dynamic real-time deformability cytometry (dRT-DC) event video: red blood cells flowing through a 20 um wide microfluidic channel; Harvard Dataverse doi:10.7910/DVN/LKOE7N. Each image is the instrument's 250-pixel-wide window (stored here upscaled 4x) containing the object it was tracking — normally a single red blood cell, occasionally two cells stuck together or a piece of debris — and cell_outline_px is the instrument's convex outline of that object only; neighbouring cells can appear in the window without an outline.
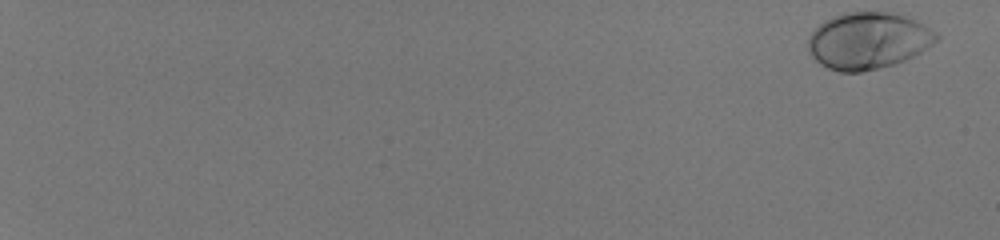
{"species": "human", "species_latin": "Homo sapiens", "temperature_condition": "room temperature", "stored_images_in_passage": 55, "camera_frame_rate_fps": 3000, "um_per_image_px": 0.085, "donor": {"sex": "male"}, "frame": {"image": 1, "passage_image": 1, "time_ms": 0.0, "image_size_px": [1000, 240], "cell_outline_px": [[940, 36], [932, 44], [920, 52], [904, 60], [892, 64], [860, 72], [840, 72], [828, 68], [820, 64], [812, 56], [808, 48], [808, 36], [824, 20], [832, 16], [844, 12], [892, 12], [916, 20]], "centroid_in_image_um": [73.75, 3.45], "position_along_channel_um": 11.3, "area_um2": 42.02}}
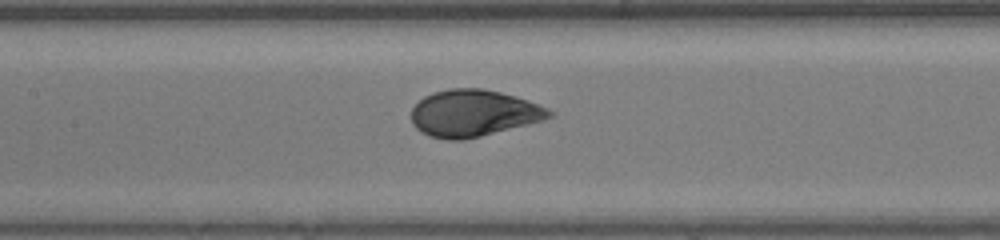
{"frame": {"image": 2, "passage_image": 32, "time_ms": 10.333, "image_size_px": [1000, 240], "cell_outline_px": [[556, 116], [544, 120], [464, 140], [448, 140], [428, 136], [420, 132], [412, 124], [412, 108], [424, 96], [432, 92], [448, 88], [484, 88], [516, 96], [548, 108], [556, 112]], "centroid_in_image_um": [40.26, 9.62], "position_along_channel_um": 167.1, "area_um2": 37.86}}
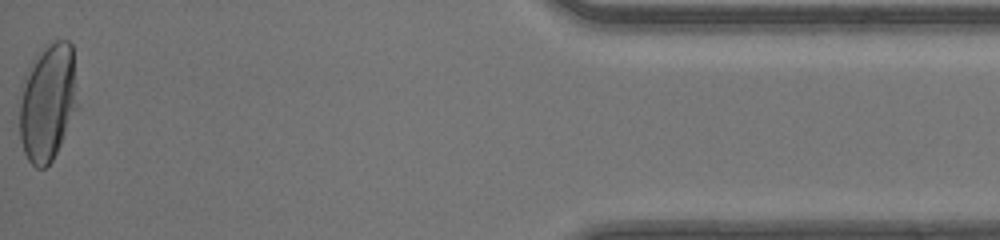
{"frame": {"image": 3, "passage_image": 55, "time_ms": 18.0, "image_size_px": [1000, 240], "cell_outline_px": [[80, 108], [52, 160], [44, 168], [36, 168], [28, 160], [24, 152], [20, 140], [20, 104], [24, 76], [36, 56], [44, 44], [56, 40], [68, 40], [72, 44]], "centroid_in_image_um": [4.11, 8.67], "position_along_channel_um": 431.1, "area_um2": 40.58}, "authors_computed_cell_mechanics": {"area_um2": 38.4948, "velocity_mm_per_s": 4.1601, "shape_relaxation_time_tau1_ms": 2.7135, "shape_relaxation_time_tau2_ms": null, "deformation_change_tau1": 0.1757, "deformation_change_tau2": null}}